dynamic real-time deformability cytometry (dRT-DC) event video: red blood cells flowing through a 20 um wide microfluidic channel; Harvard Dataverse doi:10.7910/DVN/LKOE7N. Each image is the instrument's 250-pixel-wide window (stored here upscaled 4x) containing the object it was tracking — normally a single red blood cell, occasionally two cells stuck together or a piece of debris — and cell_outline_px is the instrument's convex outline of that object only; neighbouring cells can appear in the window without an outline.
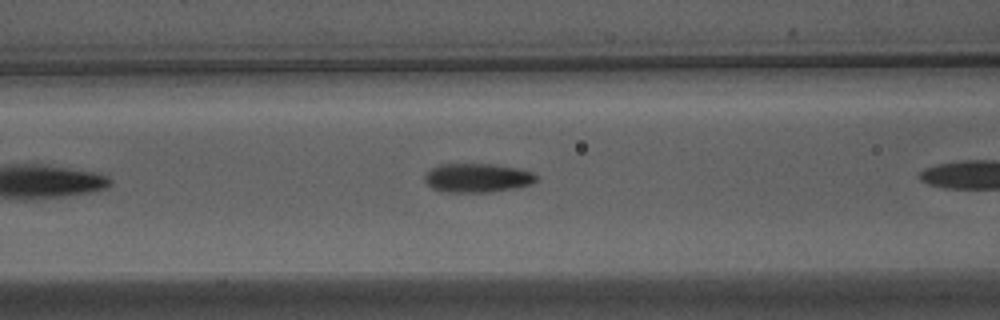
{"species": "Egyptian fruit bat (a non-hibernating species)", "species_latin": "Rousettus aegyptiacus", "temperature_condition": "warm", "stored_images_in_passage": 13, "camera_frame_rate_fps": 3000, "um_per_image_px": 0.085, "animal": {"sex": "male"}, "frame": {"image": 1, "passage_image": 8, "time_ms": 2.333, "image_size_px": [1000, 320], "cell_outline_px": [[540, 180], [532, 184], [512, 188], [488, 192], [440, 192], [432, 188], [424, 180], [424, 176], [432, 168], [440, 164], [492, 164], [516, 168], [532, 172]], "centroid_in_image_um": [40.56, 15.12], "position_along_channel_um": 126.0, "area_um2": 18.79}}